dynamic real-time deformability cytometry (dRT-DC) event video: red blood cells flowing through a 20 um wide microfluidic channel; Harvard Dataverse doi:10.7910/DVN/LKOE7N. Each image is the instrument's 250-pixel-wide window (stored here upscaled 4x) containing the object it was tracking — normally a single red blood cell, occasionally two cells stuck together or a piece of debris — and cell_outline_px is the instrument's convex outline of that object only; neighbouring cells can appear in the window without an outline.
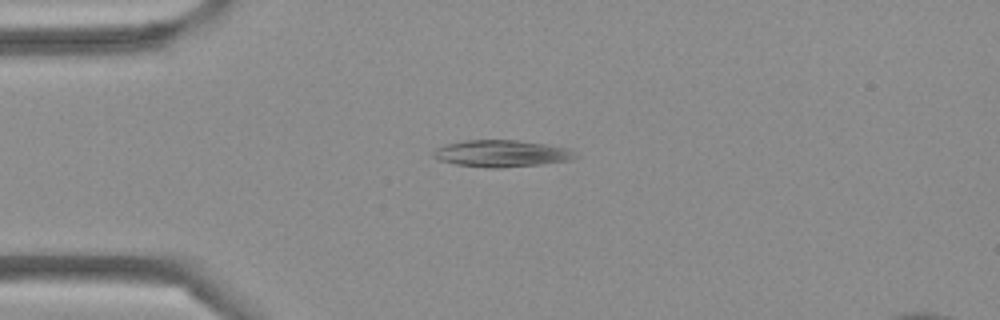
{"species": "Egyptian fruit bat (a non-hibernating species)", "species_latin": "Rousettus aegyptiacus", "temperature_condition": "cold", "stored_images_in_passage": 4, "camera_frame_rate_fps": 3000, "um_per_image_px": 0.085, "frame": {"image": 1, "passage_image": 3, "time_ms": 0.667, "image_size_px": [1000, 320], "cell_outline_px": [[580, 156], [572, 160], [540, 164], [500, 168], [488, 168], [456, 164], [440, 160], [432, 156], [432, 152], [436, 148], [444, 144], [464, 140], [516, 140], [572, 148]], "centroid_in_image_um": [42.67, 13.04], "position_along_channel_um": 42.3, "area_um2": 22.43}}